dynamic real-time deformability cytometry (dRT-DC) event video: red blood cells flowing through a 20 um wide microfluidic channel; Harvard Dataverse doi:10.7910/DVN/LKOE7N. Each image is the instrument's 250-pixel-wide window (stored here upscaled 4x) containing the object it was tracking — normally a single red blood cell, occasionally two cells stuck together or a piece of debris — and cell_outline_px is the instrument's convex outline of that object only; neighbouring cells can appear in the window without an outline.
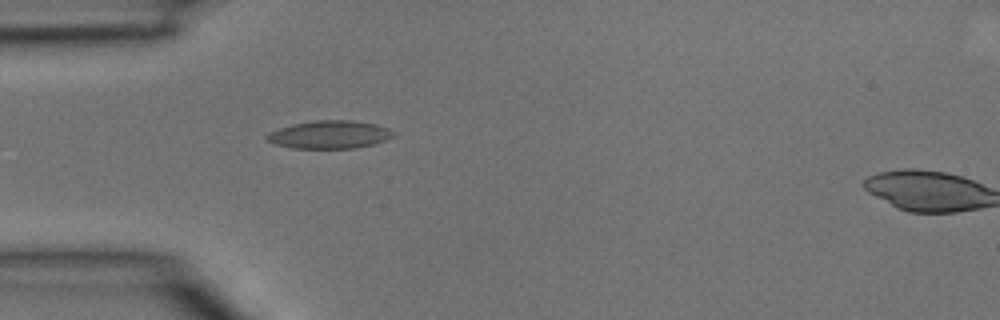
{"species": "common noctule bat (a hibernating species)", "species_latin": "Nyctalus noctula", "temperature_condition": "room temperature", "stored_images_in_passage": 5, "segment_of_instrument_passage": [1, 2], "camera_frame_rate_fps": 3000, "um_per_image_px": 0.085, "animal": {"sex": "male", "body_mass_g": 15.6}, "frame": {"image": 1, "passage_image": 4, "time_ms": 1.0, "image_size_px": [1000, 320], "cell_outline_px": [[396, 136], [376, 144], [356, 148], [292, 148], [276, 144], [264, 140], [264, 136], [268, 132], [292, 124], [316, 120], [352, 120], [376, 124], [388, 128], [396, 132]], "centroid_in_image_um": [28.04, 11.44], "position_along_channel_um": 57.0, "area_um2": 20.92}}